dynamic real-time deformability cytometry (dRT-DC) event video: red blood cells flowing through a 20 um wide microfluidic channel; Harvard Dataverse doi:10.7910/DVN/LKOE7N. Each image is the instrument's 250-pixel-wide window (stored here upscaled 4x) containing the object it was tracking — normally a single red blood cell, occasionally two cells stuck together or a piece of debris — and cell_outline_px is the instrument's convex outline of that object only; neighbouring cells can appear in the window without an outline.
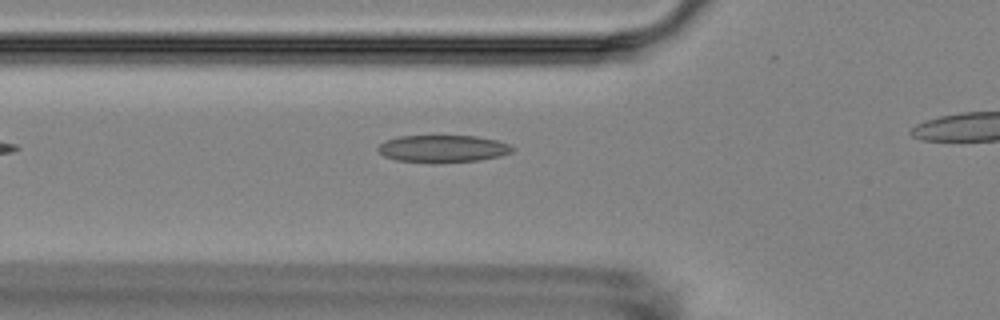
{"species": "Egyptian fruit bat (a non-hibernating species)", "species_latin": "Rousettus aegyptiacus", "temperature_condition": "room temperature", "stored_images_in_passage": 4, "camera_frame_rate_fps": 3000, "um_per_image_px": 0.085, "animal": {"sex": "female"}, "frame": {"image": 1, "passage_image": 4, "time_ms": 3.333, "image_size_px": [1000, 320], "cell_outline_px": [[516, 148], [512, 152], [500, 156], [480, 160], [396, 160], [384, 156], [376, 148], [384, 140], [400, 136], [476, 136], [496, 140], [508, 144]], "centroid_in_image_um": [37.66, 12.59], "position_along_channel_um": 88.1, "area_um2": 20.46}}